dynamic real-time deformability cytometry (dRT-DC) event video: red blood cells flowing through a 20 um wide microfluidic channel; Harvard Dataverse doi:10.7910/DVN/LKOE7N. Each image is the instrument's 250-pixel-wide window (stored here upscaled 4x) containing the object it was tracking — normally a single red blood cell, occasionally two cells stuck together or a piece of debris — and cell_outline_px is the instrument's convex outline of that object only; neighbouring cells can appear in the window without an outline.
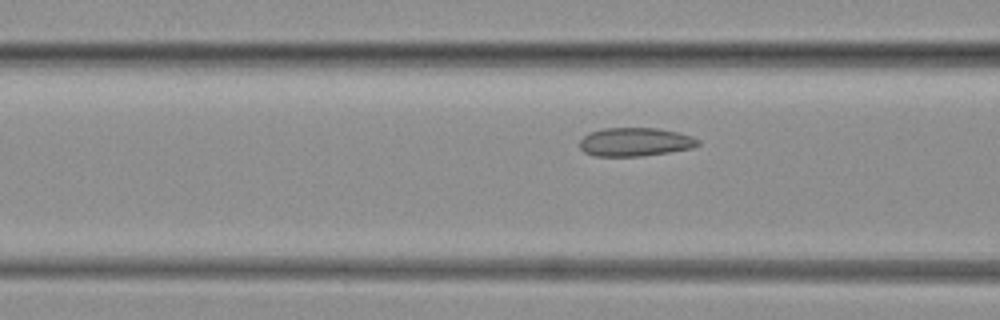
{"species": "common noctule bat (a hibernating species)", "species_latin": "Nyctalus noctula", "temperature_condition": "warm", "stored_images_in_passage": 32, "camera_frame_rate_fps": 3000, "um_per_image_px": 0.085, "animal": {"sex": "female", "body_mass_g": 19.3, "forearm_length_mm": 54.1}, "frame": {"image": 1, "passage_image": 20, "time_ms": 6.333, "image_size_px": [1000, 320], "cell_outline_px": [[700, 144], [692, 148], [644, 156], [592, 156], [584, 152], [580, 148], [580, 140], [584, 136], [592, 132], [604, 128], [656, 128], [676, 132], [692, 136], [700, 140]], "centroid_in_image_um": [53.99, 12.07], "position_along_channel_um": 112.6, "area_um2": 19.65}}
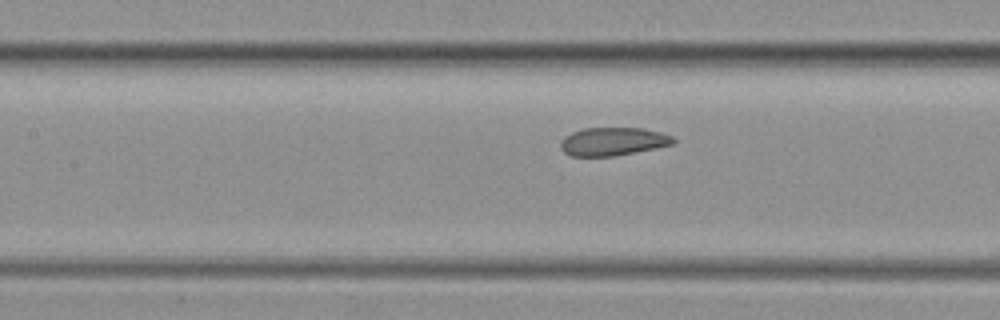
{"frame": {"image": 2, "passage_image": 25, "time_ms": 8.0, "image_size_px": [1000, 320], "cell_outline_px": [[676, 140], [672, 144], [656, 148], [616, 156], [572, 156], [564, 152], [560, 148], [560, 144], [564, 136], [572, 132], [584, 128], [644, 128], [660, 132], [672, 136]], "centroid_in_image_um": [52.09, 12.03], "position_along_channel_um": 155.3, "area_um2": 18.55}}
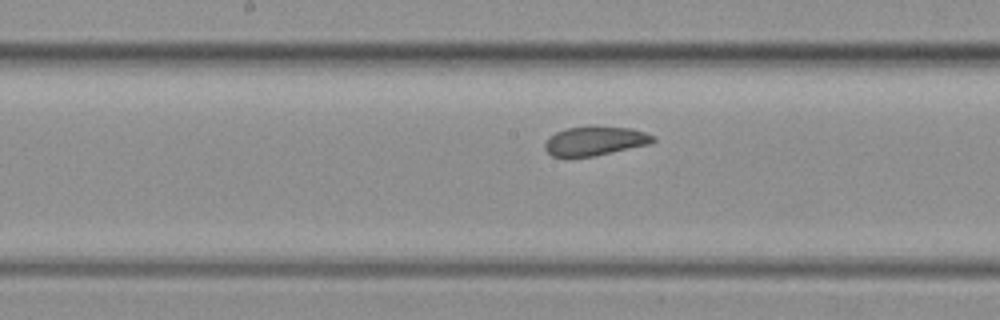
{"frame": {"image": 3, "passage_image": 30, "time_ms": 9.667, "image_size_px": [1000, 320], "cell_outline_px": [[656, 140], [652, 144], [592, 156], [568, 160], [552, 156], [544, 148], [544, 144], [548, 136], [556, 132], [568, 128], [632, 128], [656, 136]], "centroid_in_image_um": [50.54, 12.04], "position_along_channel_um": 197.7, "area_um2": 18.44}}